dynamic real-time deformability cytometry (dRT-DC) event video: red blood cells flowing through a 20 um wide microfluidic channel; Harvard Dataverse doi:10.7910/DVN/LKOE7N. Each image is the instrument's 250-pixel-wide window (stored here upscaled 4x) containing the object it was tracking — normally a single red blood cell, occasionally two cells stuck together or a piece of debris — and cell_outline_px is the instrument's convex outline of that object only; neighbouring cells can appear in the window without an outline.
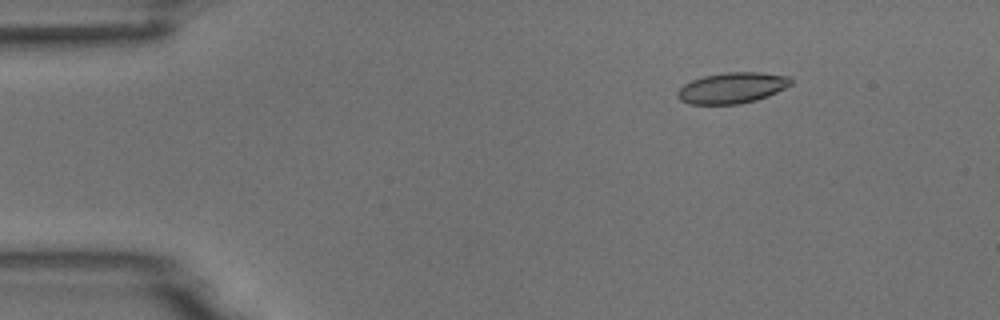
{"species": "common noctule bat (a hibernating species)", "species_latin": "Nyctalus noctula", "temperature_condition": "room temperature", "stored_images_in_passage": 4, "camera_frame_rate_fps": 3000, "um_per_image_px": 0.085, "animal": {"sex": "male", "body_mass_g": 18.8}, "frame": {"image": 1, "passage_image": 2, "time_ms": 2.0, "image_size_px": [1000, 320], "cell_outline_px": [[792, 84], [768, 96], [756, 100], [740, 104], [688, 104], [680, 100], [676, 96], [676, 92], [684, 84], [692, 80], [704, 76], [724, 72], [760, 72], [788, 76], [792, 80]], "centroid_in_image_um": [62.21, 7.47], "position_along_channel_um": 22.8, "area_um2": 20.46}}